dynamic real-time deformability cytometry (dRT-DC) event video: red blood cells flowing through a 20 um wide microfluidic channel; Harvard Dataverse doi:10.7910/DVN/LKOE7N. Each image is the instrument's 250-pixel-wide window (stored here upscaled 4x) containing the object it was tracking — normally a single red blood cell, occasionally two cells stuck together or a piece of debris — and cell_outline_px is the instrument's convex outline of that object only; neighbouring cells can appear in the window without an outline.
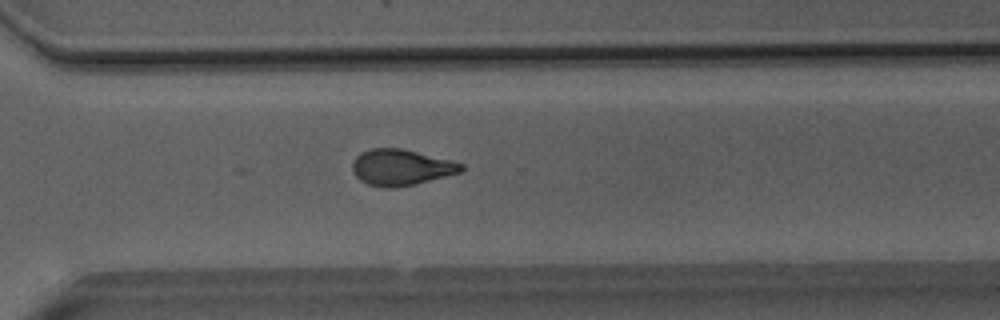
{"species": "Egyptian fruit bat (a non-hibernating species)", "species_latin": "Rousettus aegyptiacus", "temperature_condition": "room temperature", "stored_images_in_passage": 50, "camera_frame_rate_fps": 3000, "um_per_image_px": 0.085, "animal": {"sex": "male"}, "frame": {"image": 1, "passage_image": 36, "time_ms": 11.667, "image_size_px": [1000, 320], "cell_outline_px": [[464, 168], [460, 172], [416, 184], [392, 188], [384, 188], [368, 184], [360, 180], [352, 172], [352, 164], [356, 156], [360, 152], [372, 148], [400, 148], [464, 164]], "centroid_in_image_um": [34.04, 14.23], "position_along_channel_um": 336.6, "area_um2": 22.66}}
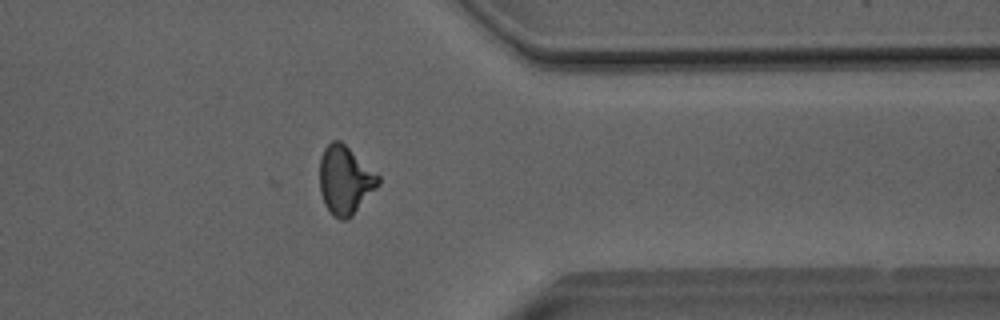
{"frame": {"image": 2, "passage_image": 40, "time_ms": 13.0, "image_size_px": [1000, 320], "cell_outline_px": [[380, 184], [352, 216], [348, 220], [340, 220], [332, 216], [324, 204], [320, 192], [320, 156], [324, 148], [332, 140], [340, 140], [380, 176]], "centroid_in_image_um": [29.32, 15.33], "position_along_channel_um": 382.1, "area_um2": 23.47}}
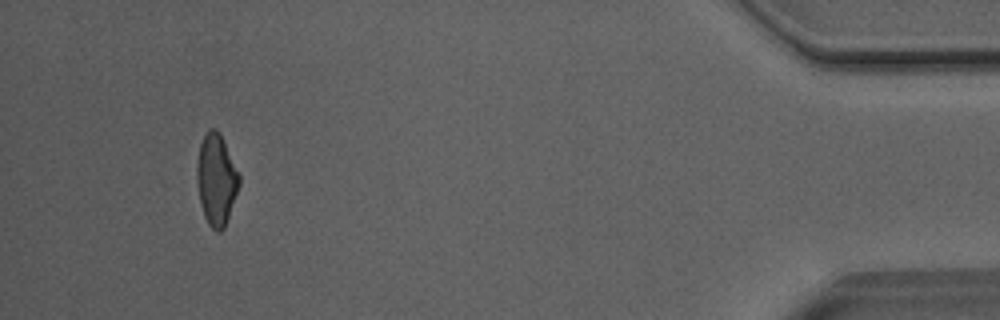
{"frame": {"image": 3, "passage_image": 47, "time_ms": 15.333, "image_size_px": [1000, 320], "cell_outline_px": [[240, 184], [224, 228], [220, 232], [216, 232], [208, 224], [204, 216], [200, 200], [196, 176], [196, 168], [200, 144], [208, 128], [216, 128], [220, 132], [240, 172]], "centroid_in_image_um": [18.4, 15.23], "position_along_channel_um": 416.8, "area_um2": 22.66}, "authors_computed_cell_mechanics": {"area_um2": 23.2934, "velocity_mm_per_s": 4.0884, "shape_relaxation_time_tau1_ms": 11.2625, "shape_relaxation_time_tau2_ms": 1.977, "deformation_change_tau1": 0.2715, "deformation_change_tau2": 0.0952}}